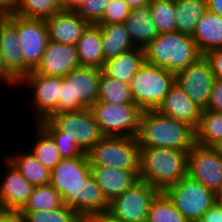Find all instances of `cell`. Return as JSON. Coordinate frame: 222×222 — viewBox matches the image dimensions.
Listing matches in <instances>:
<instances>
[{"label": "cell", "instance_id": "obj_24", "mask_svg": "<svg viewBox=\"0 0 222 222\" xmlns=\"http://www.w3.org/2000/svg\"><path fill=\"white\" fill-rule=\"evenodd\" d=\"M81 66L102 69L105 60L102 50L101 30L97 24H89L76 44Z\"/></svg>", "mask_w": 222, "mask_h": 222}, {"label": "cell", "instance_id": "obj_19", "mask_svg": "<svg viewBox=\"0 0 222 222\" xmlns=\"http://www.w3.org/2000/svg\"><path fill=\"white\" fill-rule=\"evenodd\" d=\"M202 110L176 83L156 109L159 113L187 123L194 129L199 125Z\"/></svg>", "mask_w": 222, "mask_h": 222}, {"label": "cell", "instance_id": "obj_35", "mask_svg": "<svg viewBox=\"0 0 222 222\" xmlns=\"http://www.w3.org/2000/svg\"><path fill=\"white\" fill-rule=\"evenodd\" d=\"M19 212L24 222H81V216L66 205L53 210Z\"/></svg>", "mask_w": 222, "mask_h": 222}, {"label": "cell", "instance_id": "obj_8", "mask_svg": "<svg viewBox=\"0 0 222 222\" xmlns=\"http://www.w3.org/2000/svg\"><path fill=\"white\" fill-rule=\"evenodd\" d=\"M86 154L90 166L140 171L139 145L135 137L104 136Z\"/></svg>", "mask_w": 222, "mask_h": 222}, {"label": "cell", "instance_id": "obj_40", "mask_svg": "<svg viewBox=\"0 0 222 222\" xmlns=\"http://www.w3.org/2000/svg\"><path fill=\"white\" fill-rule=\"evenodd\" d=\"M204 110L222 113V80L213 81L208 104Z\"/></svg>", "mask_w": 222, "mask_h": 222}, {"label": "cell", "instance_id": "obj_20", "mask_svg": "<svg viewBox=\"0 0 222 222\" xmlns=\"http://www.w3.org/2000/svg\"><path fill=\"white\" fill-rule=\"evenodd\" d=\"M139 172L107 166H91V174L94 176L108 202L122 195L138 182Z\"/></svg>", "mask_w": 222, "mask_h": 222}, {"label": "cell", "instance_id": "obj_10", "mask_svg": "<svg viewBox=\"0 0 222 222\" xmlns=\"http://www.w3.org/2000/svg\"><path fill=\"white\" fill-rule=\"evenodd\" d=\"M6 17L17 27L26 76L37 66L46 50L49 38L45 20L26 18L14 13Z\"/></svg>", "mask_w": 222, "mask_h": 222}, {"label": "cell", "instance_id": "obj_48", "mask_svg": "<svg viewBox=\"0 0 222 222\" xmlns=\"http://www.w3.org/2000/svg\"><path fill=\"white\" fill-rule=\"evenodd\" d=\"M207 10L222 17V0H206Z\"/></svg>", "mask_w": 222, "mask_h": 222}, {"label": "cell", "instance_id": "obj_47", "mask_svg": "<svg viewBox=\"0 0 222 222\" xmlns=\"http://www.w3.org/2000/svg\"><path fill=\"white\" fill-rule=\"evenodd\" d=\"M84 2V0H60L62 10L76 11Z\"/></svg>", "mask_w": 222, "mask_h": 222}, {"label": "cell", "instance_id": "obj_28", "mask_svg": "<svg viewBox=\"0 0 222 222\" xmlns=\"http://www.w3.org/2000/svg\"><path fill=\"white\" fill-rule=\"evenodd\" d=\"M176 31L192 36L196 23L207 11L206 0H174Z\"/></svg>", "mask_w": 222, "mask_h": 222}, {"label": "cell", "instance_id": "obj_46", "mask_svg": "<svg viewBox=\"0 0 222 222\" xmlns=\"http://www.w3.org/2000/svg\"><path fill=\"white\" fill-rule=\"evenodd\" d=\"M16 0H0V13L7 16L13 13Z\"/></svg>", "mask_w": 222, "mask_h": 222}, {"label": "cell", "instance_id": "obj_27", "mask_svg": "<svg viewBox=\"0 0 222 222\" xmlns=\"http://www.w3.org/2000/svg\"><path fill=\"white\" fill-rule=\"evenodd\" d=\"M21 173V175L32 185L41 186L50 183V172L40 161L29 151L18 152L16 155H5Z\"/></svg>", "mask_w": 222, "mask_h": 222}, {"label": "cell", "instance_id": "obj_50", "mask_svg": "<svg viewBox=\"0 0 222 222\" xmlns=\"http://www.w3.org/2000/svg\"><path fill=\"white\" fill-rule=\"evenodd\" d=\"M211 148L222 158V140L216 142Z\"/></svg>", "mask_w": 222, "mask_h": 222}, {"label": "cell", "instance_id": "obj_32", "mask_svg": "<svg viewBox=\"0 0 222 222\" xmlns=\"http://www.w3.org/2000/svg\"><path fill=\"white\" fill-rule=\"evenodd\" d=\"M97 101L120 104L134 103L130 85L107 76L102 70L99 79V97Z\"/></svg>", "mask_w": 222, "mask_h": 222}, {"label": "cell", "instance_id": "obj_11", "mask_svg": "<svg viewBox=\"0 0 222 222\" xmlns=\"http://www.w3.org/2000/svg\"><path fill=\"white\" fill-rule=\"evenodd\" d=\"M47 119L66 137L74 139L85 153L104 137L93 113L87 108L51 114Z\"/></svg>", "mask_w": 222, "mask_h": 222}, {"label": "cell", "instance_id": "obj_16", "mask_svg": "<svg viewBox=\"0 0 222 222\" xmlns=\"http://www.w3.org/2000/svg\"><path fill=\"white\" fill-rule=\"evenodd\" d=\"M79 67L76 46L48 41L42 59L32 72L43 76L65 77Z\"/></svg>", "mask_w": 222, "mask_h": 222}, {"label": "cell", "instance_id": "obj_9", "mask_svg": "<svg viewBox=\"0 0 222 222\" xmlns=\"http://www.w3.org/2000/svg\"><path fill=\"white\" fill-rule=\"evenodd\" d=\"M164 193L175 208L190 222L200 217L219 199L213 191L188 175L168 187Z\"/></svg>", "mask_w": 222, "mask_h": 222}, {"label": "cell", "instance_id": "obj_31", "mask_svg": "<svg viewBox=\"0 0 222 222\" xmlns=\"http://www.w3.org/2000/svg\"><path fill=\"white\" fill-rule=\"evenodd\" d=\"M36 124L37 137L30 152L45 167L52 170L61 160L59 151L53 138L38 123Z\"/></svg>", "mask_w": 222, "mask_h": 222}, {"label": "cell", "instance_id": "obj_26", "mask_svg": "<svg viewBox=\"0 0 222 222\" xmlns=\"http://www.w3.org/2000/svg\"><path fill=\"white\" fill-rule=\"evenodd\" d=\"M97 25L101 30L102 50L105 61L136 48L123 23Z\"/></svg>", "mask_w": 222, "mask_h": 222}, {"label": "cell", "instance_id": "obj_34", "mask_svg": "<svg viewBox=\"0 0 222 222\" xmlns=\"http://www.w3.org/2000/svg\"><path fill=\"white\" fill-rule=\"evenodd\" d=\"M146 222H190L174 206L164 192L151 201Z\"/></svg>", "mask_w": 222, "mask_h": 222}, {"label": "cell", "instance_id": "obj_25", "mask_svg": "<svg viewBox=\"0 0 222 222\" xmlns=\"http://www.w3.org/2000/svg\"><path fill=\"white\" fill-rule=\"evenodd\" d=\"M144 62V50L136 47L105 61L102 71L107 76L130 85L132 78Z\"/></svg>", "mask_w": 222, "mask_h": 222}, {"label": "cell", "instance_id": "obj_29", "mask_svg": "<svg viewBox=\"0 0 222 222\" xmlns=\"http://www.w3.org/2000/svg\"><path fill=\"white\" fill-rule=\"evenodd\" d=\"M222 140V113L202 110L199 125L195 129V143L211 147Z\"/></svg>", "mask_w": 222, "mask_h": 222}, {"label": "cell", "instance_id": "obj_18", "mask_svg": "<svg viewBox=\"0 0 222 222\" xmlns=\"http://www.w3.org/2000/svg\"><path fill=\"white\" fill-rule=\"evenodd\" d=\"M49 41L76 46L89 25L75 11L61 10L45 19Z\"/></svg>", "mask_w": 222, "mask_h": 222}, {"label": "cell", "instance_id": "obj_22", "mask_svg": "<svg viewBox=\"0 0 222 222\" xmlns=\"http://www.w3.org/2000/svg\"><path fill=\"white\" fill-rule=\"evenodd\" d=\"M123 24L134 46L138 48L144 49L159 35L149 4L131 9Z\"/></svg>", "mask_w": 222, "mask_h": 222}, {"label": "cell", "instance_id": "obj_45", "mask_svg": "<svg viewBox=\"0 0 222 222\" xmlns=\"http://www.w3.org/2000/svg\"><path fill=\"white\" fill-rule=\"evenodd\" d=\"M0 222H24V218L19 211L3 210L0 214Z\"/></svg>", "mask_w": 222, "mask_h": 222}, {"label": "cell", "instance_id": "obj_39", "mask_svg": "<svg viewBox=\"0 0 222 222\" xmlns=\"http://www.w3.org/2000/svg\"><path fill=\"white\" fill-rule=\"evenodd\" d=\"M130 13L131 8L123 0H111L97 24L123 23Z\"/></svg>", "mask_w": 222, "mask_h": 222}, {"label": "cell", "instance_id": "obj_5", "mask_svg": "<svg viewBox=\"0 0 222 222\" xmlns=\"http://www.w3.org/2000/svg\"><path fill=\"white\" fill-rule=\"evenodd\" d=\"M101 70L81 66L62 77L60 102L52 114L89 109L95 104L99 97Z\"/></svg>", "mask_w": 222, "mask_h": 222}, {"label": "cell", "instance_id": "obj_17", "mask_svg": "<svg viewBox=\"0 0 222 222\" xmlns=\"http://www.w3.org/2000/svg\"><path fill=\"white\" fill-rule=\"evenodd\" d=\"M6 164L5 175L0 182V205L5 211H20L27 203L33 187L4 157Z\"/></svg>", "mask_w": 222, "mask_h": 222}, {"label": "cell", "instance_id": "obj_43", "mask_svg": "<svg viewBox=\"0 0 222 222\" xmlns=\"http://www.w3.org/2000/svg\"><path fill=\"white\" fill-rule=\"evenodd\" d=\"M81 222H122L109 212L91 213L81 216Z\"/></svg>", "mask_w": 222, "mask_h": 222}, {"label": "cell", "instance_id": "obj_3", "mask_svg": "<svg viewBox=\"0 0 222 222\" xmlns=\"http://www.w3.org/2000/svg\"><path fill=\"white\" fill-rule=\"evenodd\" d=\"M188 151L165 147H139V180L159 192L187 176Z\"/></svg>", "mask_w": 222, "mask_h": 222}, {"label": "cell", "instance_id": "obj_49", "mask_svg": "<svg viewBox=\"0 0 222 222\" xmlns=\"http://www.w3.org/2000/svg\"><path fill=\"white\" fill-rule=\"evenodd\" d=\"M131 9L150 4L151 0H123Z\"/></svg>", "mask_w": 222, "mask_h": 222}, {"label": "cell", "instance_id": "obj_4", "mask_svg": "<svg viewBox=\"0 0 222 222\" xmlns=\"http://www.w3.org/2000/svg\"><path fill=\"white\" fill-rule=\"evenodd\" d=\"M143 50L146 63L175 74L203 56L190 35L177 31L160 33Z\"/></svg>", "mask_w": 222, "mask_h": 222}, {"label": "cell", "instance_id": "obj_21", "mask_svg": "<svg viewBox=\"0 0 222 222\" xmlns=\"http://www.w3.org/2000/svg\"><path fill=\"white\" fill-rule=\"evenodd\" d=\"M17 27L6 17L0 20V51L6 69L20 81L24 77V57L20 52Z\"/></svg>", "mask_w": 222, "mask_h": 222}, {"label": "cell", "instance_id": "obj_15", "mask_svg": "<svg viewBox=\"0 0 222 222\" xmlns=\"http://www.w3.org/2000/svg\"><path fill=\"white\" fill-rule=\"evenodd\" d=\"M30 86L32 91V101L34 105L35 122L47 119L56 109L60 102V86L62 77L43 76L35 74L32 71L24 76L18 83L19 85ZM37 113V114H36Z\"/></svg>", "mask_w": 222, "mask_h": 222}, {"label": "cell", "instance_id": "obj_36", "mask_svg": "<svg viewBox=\"0 0 222 222\" xmlns=\"http://www.w3.org/2000/svg\"><path fill=\"white\" fill-rule=\"evenodd\" d=\"M38 124L53 138L61 159L80 157L86 154L74 139L66 137L48 119L41 120Z\"/></svg>", "mask_w": 222, "mask_h": 222}, {"label": "cell", "instance_id": "obj_38", "mask_svg": "<svg viewBox=\"0 0 222 222\" xmlns=\"http://www.w3.org/2000/svg\"><path fill=\"white\" fill-rule=\"evenodd\" d=\"M110 2L111 0H84L75 12L89 24H97Z\"/></svg>", "mask_w": 222, "mask_h": 222}, {"label": "cell", "instance_id": "obj_42", "mask_svg": "<svg viewBox=\"0 0 222 222\" xmlns=\"http://www.w3.org/2000/svg\"><path fill=\"white\" fill-rule=\"evenodd\" d=\"M197 222H222V202L218 199Z\"/></svg>", "mask_w": 222, "mask_h": 222}, {"label": "cell", "instance_id": "obj_1", "mask_svg": "<svg viewBox=\"0 0 222 222\" xmlns=\"http://www.w3.org/2000/svg\"><path fill=\"white\" fill-rule=\"evenodd\" d=\"M50 184L80 216L108 212L109 202L91 174L87 154L61 159L50 172Z\"/></svg>", "mask_w": 222, "mask_h": 222}, {"label": "cell", "instance_id": "obj_30", "mask_svg": "<svg viewBox=\"0 0 222 222\" xmlns=\"http://www.w3.org/2000/svg\"><path fill=\"white\" fill-rule=\"evenodd\" d=\"M64 205L59 192L49 183L33 187L25 206L20 211L53 210Z\"/></svg>", "mask_w": 222, "mask_h": 222}, {"label": "cell", "instance_id": "obj_13", "mask_svg": "<svg viewBox=\"0 0 222 222\" xmlns=\"http://www.w3.org/2000/svg\"><path fill=\"white\" fill-rule=\"evenodd\" d=\"M187 175L222 195V158L211 147L195 144L188 151Z\"/></svg>", "mask_w": 222, "mask_h": 222}, {"label": "cell", "instance_id": "obj_41", "mask_svg": "<svg viewBox=\"0 0 222 222\" xmlns=\"http://www.w3.org/2000/svg\"><path fill=\"white\" fill-rule=\"evenodd\" d=\"M203 56L208 61L215 79L222 80V48L210 50Z\"/></svg>", "mask_w": 222, "mask_h": 222}, {"label": "cell", "instance_id": "obj_44", "mask_svg": "<svg viewBox=\"0 0 222 222\" xmlns=\"http://www.w3.org/2000/svg\"><path fill=\"white\" fill-rule=\"evenodd\" d=\"M0 80L5 81L7 86H18L19 81L6 69L5 62L0 51Z\"/></svg>", "mask_w": 222, "mask_h": 222}, {"label": "cell", "instance_id": "obj_6", "mask_svg": "<svg viewBox=\"0 0 222 222\" xmlns=\"http://www.w3.org/2000/svg\"><path fill=\"white\" fill-rule=\"evenodd\" d=\"M175 83V73L144 62L130 83L133 101L143 111L156 110Z\"/></svg>", "mask_w": 222, "mask_h": 222}, {"label": "cell", "instance_id": "obj_33", "mask_svg": "<svg viewBox=\"0 0 222 222\" xmlns=\"http://www.w3.org/2000/svg\"><path fill=\"white\" fill-rule=\"evenodd\" d=\"M61 10L60 0H16L13 13L26 18L45 20Z\"/></svg>", "mask_w": 222, "mask_h": 222}, {"label": "cell", "instance_id": "obj_12", "mask_svg": "<svg viewBox=\"0 0 222 222\" xmlns=\"http://www.w3.org/2000/svg\"><path fill=\"white\" fill-rule=\"evenodd\" d=\"M159 191L139 180L109 202L108 212L122 222H146L151 201Z\"/></svg>", "mask_w": 222, "mask_h": 222}, {"label": "cell", "instance_id": "obj_14", "mask_svg": "<svg viewBox=\"0 0 222 222\" xmlns=\"http://www.w3.org/2000/svg\"><path fill=\"white\" fill-rule=\"evenodd\" d=\"M214 80V74L204 56L175 74L176 84L203 110L207 107Z\"/></svg>", "mask_w": 222, "mask_h": 222}, {"label": "cell", "instance_id": "obj_51", "mask_svg": "<svg viewBox=\"0 0 222 222\" xmlns=\"http://www.w3.org/2000/svg\"><path fill=\"white\" fill-rule=\"evenodd\" d=\"M2 211H3V208H2L1 205H0V214H1Z\"/></svg>", "mask_w": 222, "mask_h": 222}, {"label": "cell", "instance_id": "obj_7", "mask_svg": "<svg viewBox=\"0 0 222 222\" xmlns=\"http://www.w3.org/2000/svg\"><path fill=\"white\" fill-rule=\"evenodd\" d=\"M89 109L103 136L136 137L143 110L135 103L97 101Z\"/></svg>", "mask_w": 222, "mask_h": 222}, {"label": "cell", "instance_id": "obj_37", "mask_svg": "<svg viewBox=\"0 0 222 222\" xmlns=\"http://www.w3.org/2000/svg\"><path fill=\"white\" fill-rule=\"evenodd\" d=\"M149 5L159 34L176 31L174 0H151Z\"/></svg>", "mask_w": 222, "mask_h": 222}, {"label": "cell", "instance_id": "obj_23", "mask_svg": "<svg viewBox=\"0 0 222 222\" xmlns=\"http://www.w3.org/2000/svg\"><path fill=\"white\" fill-rule=\"evenodd\" d=\"M191 37L202 55L210 50L222 48V17L207 10L196 23Z\"/></svg>", "mask_w": 222, "mask_h": 222}, {"label": "cell", "instance_id": "obj_2", "mask_svg": "<svg viewBox=\"0 0 222 222\" xmlns=\"http://www.w3.org/2000/svg\"><path fill=\"white\" fill-rule=\"evenodd\" d=\"M135 138L139 147L190 150L196 144L193 127L156 110L142 111Z\"/></svg>", "mask_w": 222, "mask_h": 222}]
</instances>
